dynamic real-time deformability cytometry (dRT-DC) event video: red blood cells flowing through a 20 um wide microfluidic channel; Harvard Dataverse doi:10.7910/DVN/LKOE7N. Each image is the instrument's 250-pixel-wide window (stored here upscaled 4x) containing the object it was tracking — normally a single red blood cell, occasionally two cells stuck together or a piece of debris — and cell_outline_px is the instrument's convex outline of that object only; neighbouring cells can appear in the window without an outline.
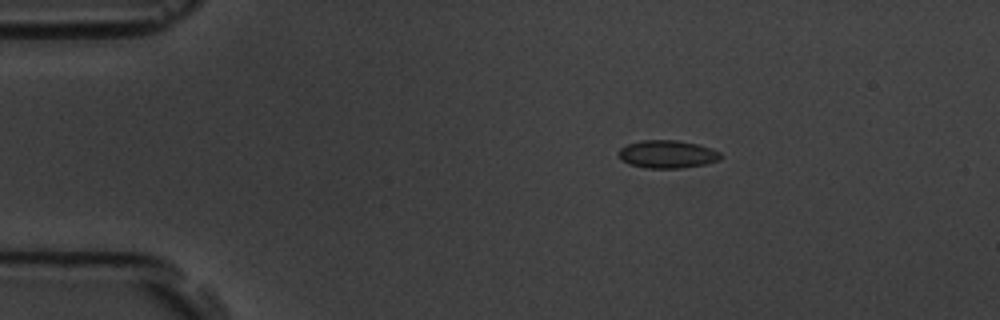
{"species": "common noctule bat (a hibernating species)", "species_latin": "Nyctalus noctula", "temperature_condition": "room temperature", "stored_images_in_passage": 4, "camera_frame_rate_fps": 3000, "um_per_image_px": 0.085, "animal": {"sex": "male", "body_mass_g": 19.5, "forearm_length_mm": 54.6}, "frame": {"image": 1, "passage_image": 2, "time_ms": 2.0, "image_size_px": [1000, 320], "cell_outline_px": [[724, 156], [720, 160], [704, 164], [680, 168], [648, 168], [628, 164], [620, 160], [616, 152], [620, 148], [628, 144], [640, 140], [676, 140], [696, 144], [712, 148], [720, 152]], "centroid_in_image_um": [56.7, 13.11], "position_along_channel_um": 28.3, "area_um2": 16.76}}